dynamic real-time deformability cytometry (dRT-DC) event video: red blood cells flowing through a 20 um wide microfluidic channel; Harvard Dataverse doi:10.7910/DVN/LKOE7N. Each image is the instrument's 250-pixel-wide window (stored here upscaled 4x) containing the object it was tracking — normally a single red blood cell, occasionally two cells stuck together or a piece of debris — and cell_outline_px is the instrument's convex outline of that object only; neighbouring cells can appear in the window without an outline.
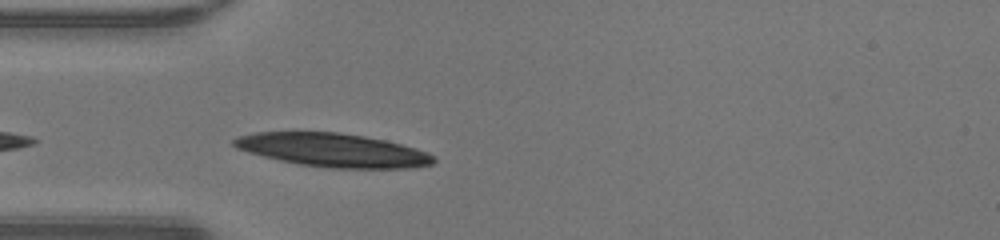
{"species": "human", "species_latin": "Homo sapiens", "temperature_condition": "warm", "stored_images_in_passage": 37, "camera_frame_rate_fps": 3000, "um_per_image_px": 0.085, "donor": {"sex": "male"}, "frame": {"image": 1, "passage_image": 3, "time_ms": 0.667, "image_size_px": [1000, 240], "cell_outline_px": [[436, 160], [432, 164], [412, 168], [328, 168], [300, 164], [280, 160], [248, 152], [236, 148], [232, 144], [232, 140], [236, 136], [256, 132], [340, 132], [364, 136], [384, 140], [416, 148], [428, 152], [436, 156]], "centroid_in_image_um": [28.31, 12.76], "position_along_channel_um": 56.7, "area_um2": 39.07}}
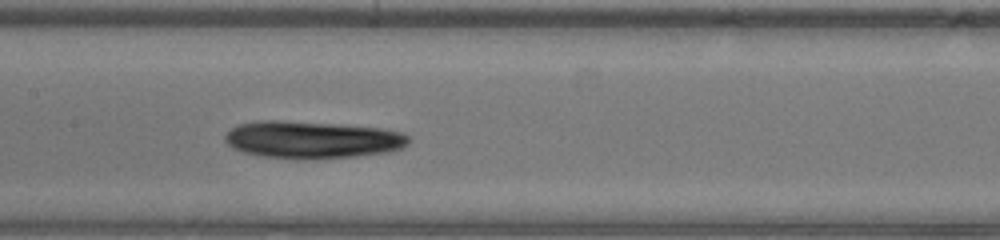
{"frame": {"image": 2, "passage_image": 12, "time_ms": 3.667, "image_size_px": [1000, 240], "cell_outline_px": [[408, 144], [400, 148], [388, 152], [356, 156], [304, 160], [264, 156], [244, 152], [232, 148], [224, 140], [224, 136], [232, 128], [240, 124], [256, 120], [276, 120], [332, 124], [384, 128], [404, 132], [408, 136]], "centroid_in_image_um": [26.53, 11.88], "position_along_channel_um": 180.9, "area_um2": 39.94}}
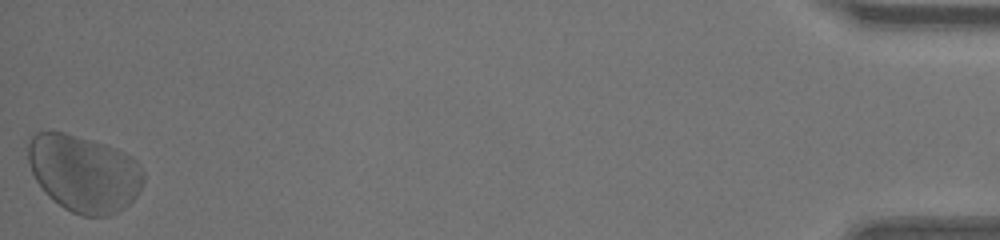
{"frame": {"image": 3, "passage_image": 37, "time_ms": 12.0, "image_size_px": [1000, 240], "cell_outline_px": [[144, 180], [140, 192], [124, 208], [108, 216], [84, 216], [72, 212], [64, 208], [52, 200], [48, 196], [36, 180], [32, 172], [28, 160], [28, 144], [32, 136], [36, 132], [64, 132], [124, 152], [132, 156], [140, 164], [144, 172]], "centroid_in_image_um": [7.14, 14.76], "position_along_channel_um": 428.1, "area_um2": 51.56}, "authors_computed_cell_mechanics": {"area_um2": 39.0728, "velocity_mm_per_s": 4.2356, "shape_relaxation_time_tau1_ms": 0.9246, "shape_relaxation_time_tau2_ms": 4.1453, "deformation_change_tau1": 0.039, "deformation_change_tau2": 0.1422}}